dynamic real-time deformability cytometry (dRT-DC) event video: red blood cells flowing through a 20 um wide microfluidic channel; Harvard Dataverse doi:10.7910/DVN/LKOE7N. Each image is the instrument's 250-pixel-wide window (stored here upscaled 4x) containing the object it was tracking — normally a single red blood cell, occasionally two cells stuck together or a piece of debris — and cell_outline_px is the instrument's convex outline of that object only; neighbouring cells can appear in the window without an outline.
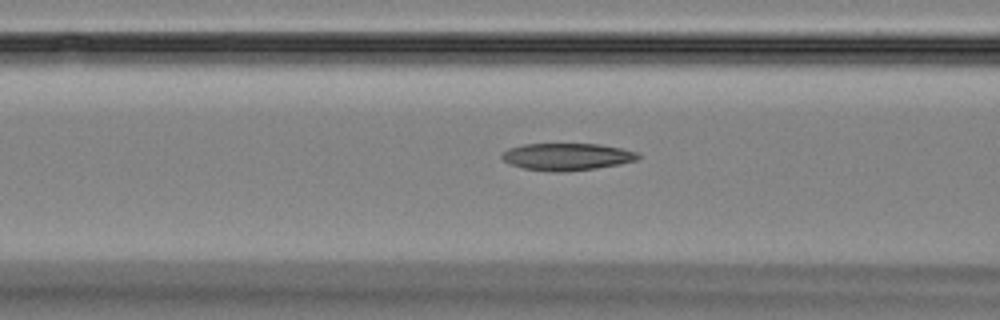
{"species": "Egyptian fruit bat (a non-hibernating species)", "species_latin": "Rousettus aegyptiacus", "temperature_condition": "room temperature", "stored_images_in_passage": 17, "camera_frame_rate_fps": 3000, "um_per_image_px": 0.085, "animal": {"sex": "female"}, "frame": {"image": 1, "passage_image": 15, "time_ms": 4.667, "image_size_px": [1000, 320], "cell_outline_px": [[640, 156], [636, 160], [620, 164], [596, 168], [564, 172], [552, 172], [524, 168], [508, 164], [500, 156], [508, 148], [524, 144], [600, 144], [620, 148], [636, 152]], "centroid_in_image_um": [48.16, 13.32], "position_along_channel_um": 118.4, "area_um2": 21.5}}